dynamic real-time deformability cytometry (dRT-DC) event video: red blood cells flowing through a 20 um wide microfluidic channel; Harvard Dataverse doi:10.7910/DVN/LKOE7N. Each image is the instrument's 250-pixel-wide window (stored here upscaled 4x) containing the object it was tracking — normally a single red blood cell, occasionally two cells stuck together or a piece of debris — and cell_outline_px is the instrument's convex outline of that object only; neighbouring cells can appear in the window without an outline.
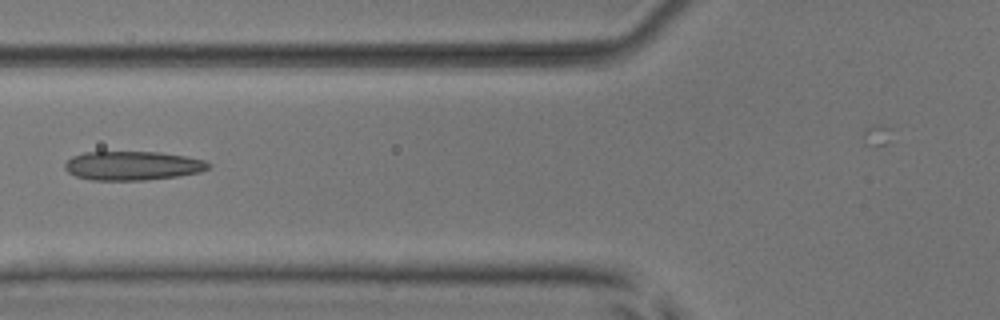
{"species": "common noctule bat (a hibernating species)", "species_latin": "Nyctalus noctula", "temperature_condition": "room temperature", "stored_images_in_passage": 5, "camera_frame_rate_fps": 3000, "um_per_image_px": 0.085, "animal": {"sex": "male", "body_mass_g": 17.9, "forearm_length_mm": 54.2}, "frame": {"image": 1, "passage_image": 3, "time_ms": 2.333, "image_size_px": [1000, 320], "cell_outline_px": [[212, 164], [208, 168], [200, 172], [176, 176], [144, 180], [92, 180], [76, 176], [68, 172], [64, 168], [64, 164], [72, 156], [84, 152], [160, 152], [184, 156], [204, 160]], "centroid_in_image_um": [11.25, 14.08], "position_along_channel_um": 114.5, "area_um2": 24.16}}
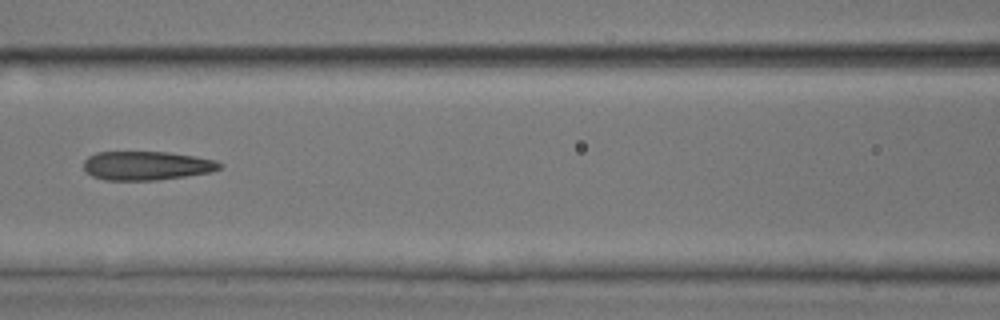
{"frame": {"image": 2, "passage_image": 4, "time_ms": 3.333, "image_size_px": [1000, 320], "cell_outline_px": [[224, 164], [220, 168], [212, 172], [156, 180], [104, 180], [92, 176], [84, 168], [84, 160], [88, 156], [96, 152], [168, 152], [196, 156], [216, 160]], "centroid_in_image_um": [12.48, 14.07], "position_along_channel_um": 154.1, "area_um2": 22.95}}